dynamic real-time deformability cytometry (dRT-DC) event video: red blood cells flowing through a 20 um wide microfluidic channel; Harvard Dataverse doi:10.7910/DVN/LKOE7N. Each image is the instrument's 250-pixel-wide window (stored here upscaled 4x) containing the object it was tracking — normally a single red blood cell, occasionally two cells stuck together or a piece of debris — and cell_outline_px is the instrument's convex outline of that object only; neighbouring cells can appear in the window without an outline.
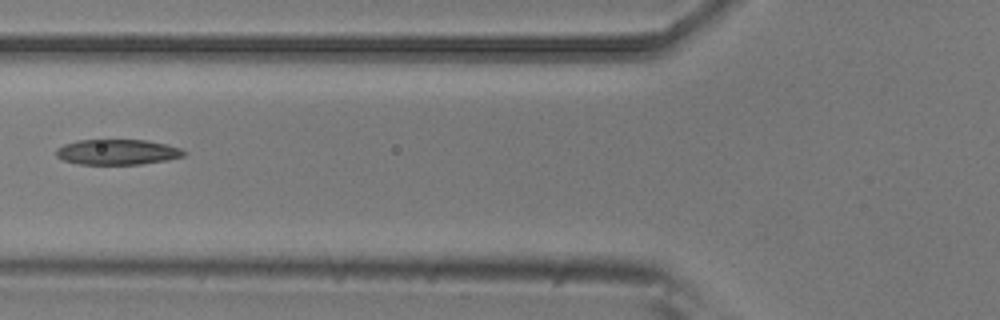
{"species": "common noctule bat (a hibernating species)", "species_latin": "Nyctalus noctula", "temperature_condition": "room temperature", "stored_images_in_passage": 6, "camera_frame_rate_fps": 3000, "um_per_image_px": 0.085, "animal": {"sex": "male", "body_mass_g": 20.5, "forearm_length_mm": 52.5}, "frame": {"image": 1, "passage_image": 6, "time_ms": 1.667, "image_size_px": [1000, 320], "cell_outline_px": [[188, 152], [184, 156], [168, 160], [140, 164], [76, 164], [64, 160], [56, 156], [56, 148], [64, 144], [76, 140], [148, 140], [180, 148]], "centroid_in_image_um": [9.97, 12.92], "position_along_channel_um": 115.8, "area_um2": 18.96}}